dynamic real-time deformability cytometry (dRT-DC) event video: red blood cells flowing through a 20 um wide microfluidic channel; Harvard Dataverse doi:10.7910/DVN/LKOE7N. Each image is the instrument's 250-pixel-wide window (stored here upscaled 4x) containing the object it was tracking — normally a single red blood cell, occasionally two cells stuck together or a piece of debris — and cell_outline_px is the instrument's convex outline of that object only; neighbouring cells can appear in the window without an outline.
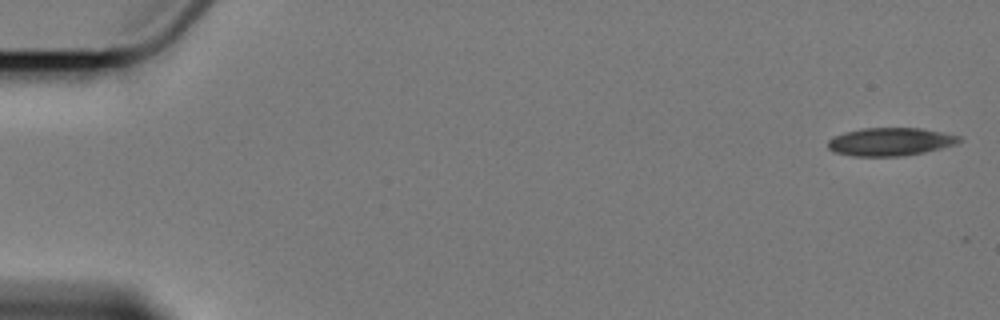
{"species": "Egyptian fruit bat (a non-hibernating species)", "species_latin": "Rousettus aegyptiacus", "temperature_condition": "cold", "stored_images_in_passage": 8, "camera_frame_rate_fps": 3000, "um_per_image_px": 0.085, "animal": {"sex": "female"}, "frame": {"image": 1, "passage_image": 1, "time_ms": 0.0, "image_size_px": [1000, 320], "cell_outline_px": [[964, 140], [956, 144], [924, 152], [904, 156], [852, 156], [836, 152], [828, 148], [828, 140], [844, 132], [864, 128], [920, 128], [960, 136]], "centroid_in_image_um": [75.69, 12.05], "position_along_channel_um": 9.3, "area_um2": 21.33}}
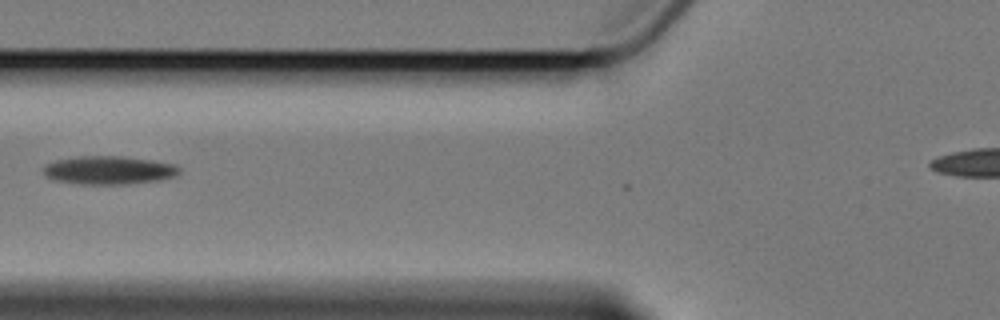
{"frame": {"image": 2, "passage_image": 7, "time_ms": 7.333, "image_size_px": [1000, 320], "cell_outline_px": [[180, 172], [172, 176], [160, 180], [124, 184], [80, 184], [52, 180], [44, 172], [44, 164], [56, 160], [80, 156], [124, 156], [152, 160], [172, 164], [180, 168]], "centroid_in_image_um": [9.22, 14.46], "position_along_channel_um": 116.6, "area_um2": 22.31}}
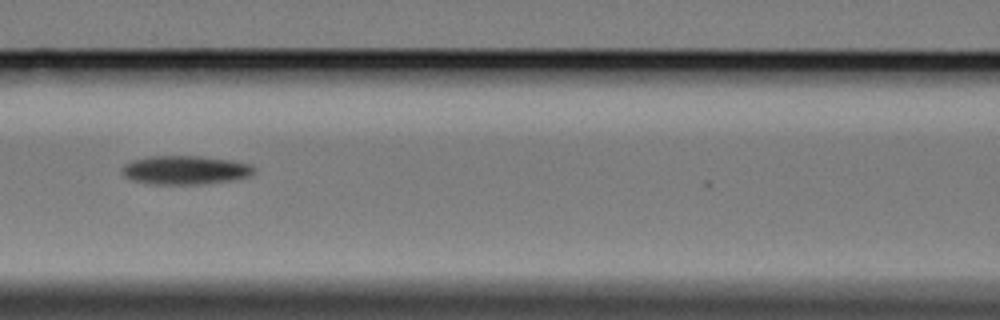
{"frame": {"image": 3, "passage_image": 8, "time_ms": 8.333, "image_size_px": [1000, 320], "cell_outline_px": [[256, 168], [248, 176], [228, 180], [196, 184], [152, 184], [132, 180], [124, 176], [120, 172], [120, 168], [124, 164], [132, 160], [148, 156], [200, 156], [232, 160], [252, 164]], "centroid_in_image_um": [15.68, 14.44], "position_along_channel_um": 150.9, "area_um2": 22.08}}